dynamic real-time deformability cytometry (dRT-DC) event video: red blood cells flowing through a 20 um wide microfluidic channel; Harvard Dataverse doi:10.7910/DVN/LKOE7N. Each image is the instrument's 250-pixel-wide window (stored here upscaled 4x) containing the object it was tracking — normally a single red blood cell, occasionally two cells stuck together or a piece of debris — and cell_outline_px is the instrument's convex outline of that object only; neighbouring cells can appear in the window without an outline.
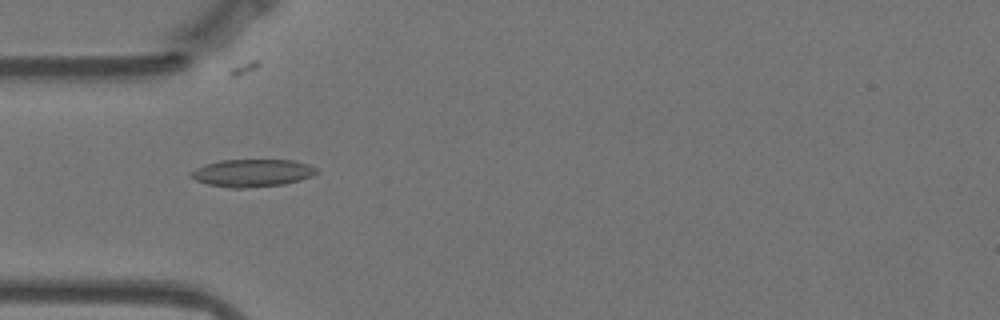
{"species": "Egyptian fruit bat (a non-hibernating species)", "species_latin": "Rousettus aegyptiacus", "temperature_condition": "warm", "stored_images_in_passage": 57, "camera_frame_rate_fps": 3000, "um_per_image_px": 0.085, "animal": {"sex": "female"}, "frame": {"image": 1, "passage_image": 17, "time_ms": 5.333, "image_size_px": [1000, 320], "cell_outline_px": [[316, 172], [312, 176], [300, 180], [284, 184], [240, 188], [232, 188], [208, 184], [196, 180], [188, 176], [188, 172], [204, 164], [220, 160], [292, 160], [308, 164], [316, 168]], "centroid_in_image_um": [21.39, 14.69], "position_along_channel_um": 63.6, "area_um2": 20.11}}
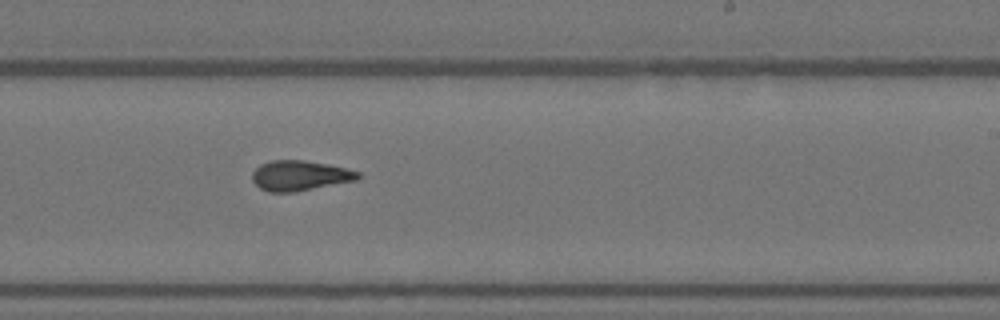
{"frame": {"image": 2, "passage_image": 34, "time_ms": 11.0, "image_size_px": [1000, 320], "cell_outline_px": [[360, 176], [356, 180], [296, 192], [268, 192], [260, 188], [252, 180], [252, 172], [260, 164], [272, 160], [304, 160], [344, 168], [360, 172]], "centroid_in_image_um": [25.45, 14.93], "position_along_channel_um": 263.6, "area_um2": 18.44}}
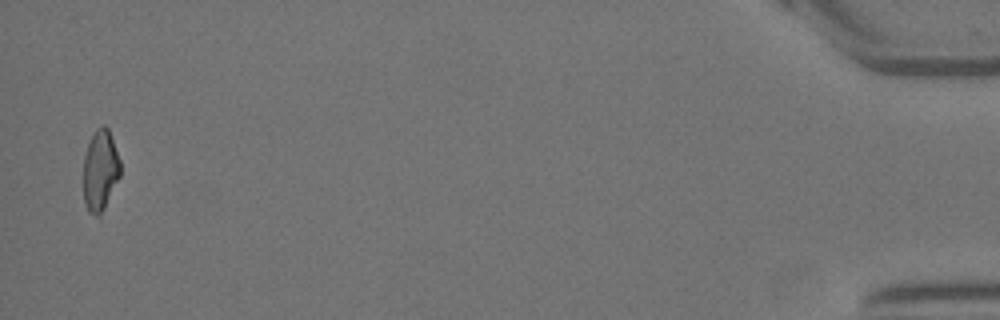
{"frame": {"image": 3, "passage_image": 56, "time_ms": 18.333, "image_size_px": [1000, 320], "cell_outline_px": [[120, 176], [100, 220], [88, 212], [84, 204], [84, 156], [88, 144], [96, 128], [104, 124], [108, 128], [120, 160]], "centroid_in_image_um": [8.52, 14.57], "position_along_channel_um": 426.7, "area_um2": 17.74}, "authors_computed_cell_mechanics": {"area_um2": 18.5538, "velocity_mm_per_s": 3.5186, "shape_relaxation_time_tau1_ms": 6.1707, "shape_relaxation_time_tau2_ms": 2.6134, "deformation_change_tau1": 0.1728, "deformation_change_tau2": 0.1017}}